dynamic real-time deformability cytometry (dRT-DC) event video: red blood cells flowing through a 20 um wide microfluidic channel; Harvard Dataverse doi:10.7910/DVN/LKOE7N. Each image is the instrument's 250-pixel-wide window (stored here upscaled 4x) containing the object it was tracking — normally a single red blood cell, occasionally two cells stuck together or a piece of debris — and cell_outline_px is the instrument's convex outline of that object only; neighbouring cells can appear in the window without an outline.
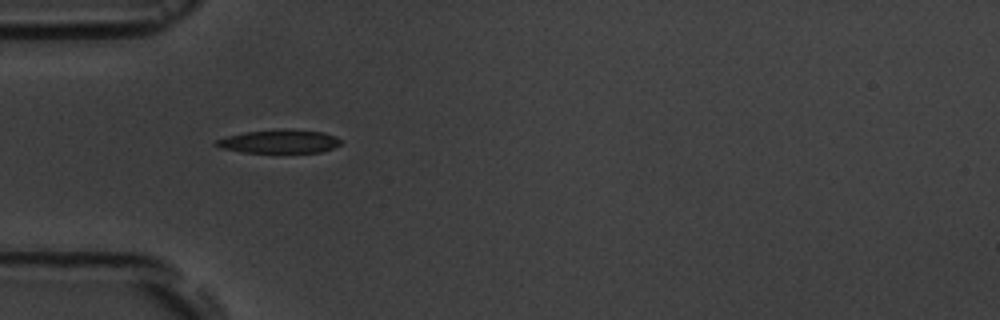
{"species": "common noctule bat (a hibernating species)", "species_latin": "Nyctalus noctula", "temperature_condition": "room temperature", "stored_images_in_passage": 2, "camera_frame_rate_fps": 3000, "um_per_image_px": 0.085, "animal": {"sex": "male", "body_mass_g": 19.5, "forearm_length_mm": 54.6}, "frame": {"image": 1, "passage_image": 1, "time_ms": 0.0, "image_size_px": [1000, 320], "cell_outline_px": [[344, 140], [340, 144], [324, 152], [244, 152], [220, 148], [212, 144], [216, 140], [228, 136], [244, 132], [280, 128], [284, 128], [324, 132], [336, 136]], "centroid_in_image_um": [23.77, 12.01], "position_along_channel_um": 61.2, "area_um2": 17.28}}
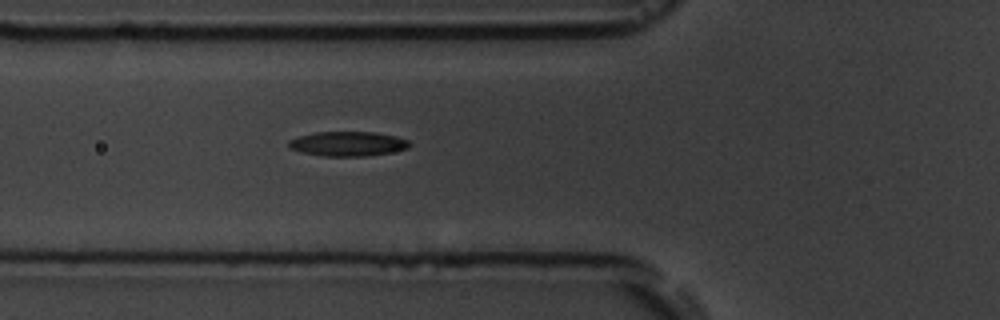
{"frame": {"image": 2, "passage_image": 2, "time_ms": 1.0, "image_size_px": [1000, 320], "cell_outline_px": [[412, 144], [408, 148], [392, 152], [368, 156], [324, 156], [300, 152], [288, 148], [288, 140], [300, 136], [316, 132], [376, 132], [396, 136], [408, 140]], "centroid_in_image_um": [29.57, 12.22], "position_along_channel_um": 96.2, "area_um2": 17.46}}